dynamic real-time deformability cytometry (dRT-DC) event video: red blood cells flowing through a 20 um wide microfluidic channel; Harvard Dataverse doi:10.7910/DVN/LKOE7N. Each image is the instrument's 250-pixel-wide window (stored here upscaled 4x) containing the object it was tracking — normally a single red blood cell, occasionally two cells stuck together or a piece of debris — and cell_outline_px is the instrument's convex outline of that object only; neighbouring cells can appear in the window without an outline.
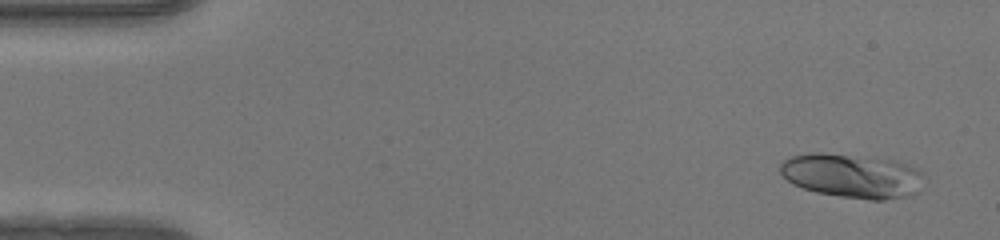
{"species": "human", "species_latin": "Homo sapiens", "temperature_condition": "warm", "stored_images_in_passage": 49, "camera_frame_rate_fps": 3000, "um_per_image_px": 0.085, "donor": {"sex": "female"}, "frame": {"image": 1, "passage_image": 3, "time_ms": 0.667, "image_size_px": [1000, 240], "cell_outline_px": [[928, 180], [920, 192], [912, 196], [884, 200], [868, 200], [840, 196], [816, 192], [792, 184], [780, 172], [780, 164], [784, 160], [792, 156], [808, 152], [824, 152], [896, 160], [916, 168], [924, 172]], "centroid_in_image_um": [72.54, 14.95], "position_along_channel_um": 12.5, "area_um2": 37.92}}
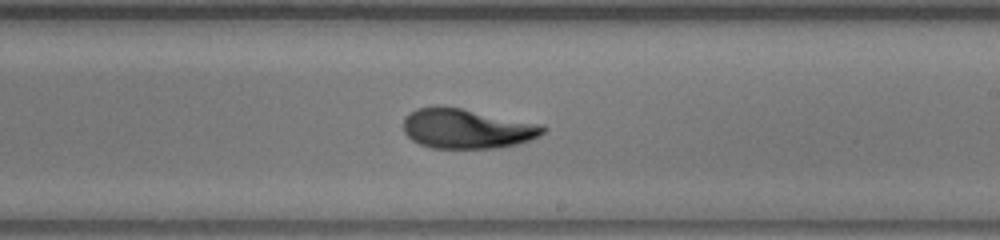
{"frame": {"image": 2, "passage_image": 29, "time_ms": 9.333, "image_size_px": [1000, 240], "cell_outline_px": [[548, 128], [540, 136], [520, 144], [496, 148], [432, 148], [420, 144], [412, 140], [404, 132], [404, 116], [416, 108], [436, 104], [460, 108], [544, 124]], "centroid_in_image_um": [39.7, 10.92], "position_along_channel_um": 249.3, "area_um2": 32.89}}
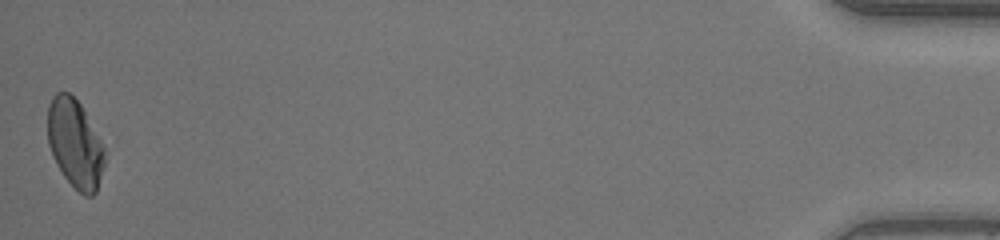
{"frame": {"image": 3, "passage_image": 49, "time_ms": 16.0, "image_size_px": [1000, 240], "cell_outline_px": [[104, 164], [96, 192], [92, 196], [84, 196], [64, 176], [56, 164], [52, 156], [48, 144], [48, 104], [52, 96], [56, 92], [68, 92], [80, 104], [104, 148]], "centroid_in_image_um": [6.34, 12.2], "position_along_channel_um": 428.9, "area_um2": 28.96}, "authors_computed_cell_mechanics": {"area_um2": 32.1368, "velocity_mm_per_s": 4.182, "shape_relaxation_time_tau1_ms": 9.3113, "shape_relaxation_time_tau2_ms": 0.8722, "deformation_change_tau1": 0.2935, "deformation_change_tau2": 0.0534}}